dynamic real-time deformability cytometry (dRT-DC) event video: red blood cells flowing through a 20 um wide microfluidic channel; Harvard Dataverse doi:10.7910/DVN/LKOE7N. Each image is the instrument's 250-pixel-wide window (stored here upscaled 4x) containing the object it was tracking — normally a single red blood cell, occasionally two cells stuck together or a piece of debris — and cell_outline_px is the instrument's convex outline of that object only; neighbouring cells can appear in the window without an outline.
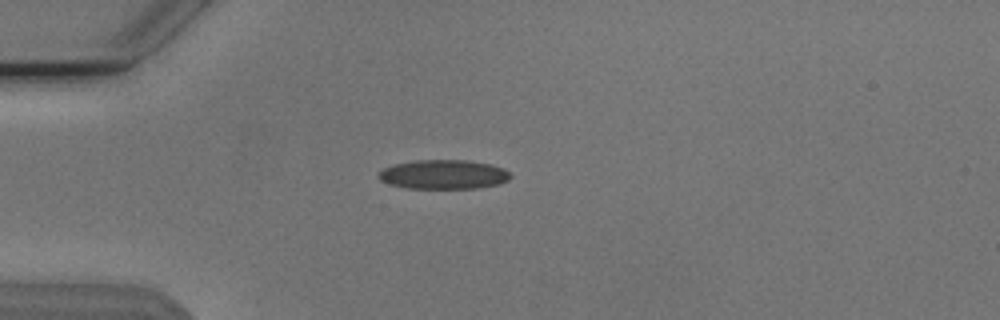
{"species": "Egyptian fruit bat (a non-hibernating species)", "species_latin": "Rousettus aegyptiacus", "temperature_condition": "cold", "stored_images_in_passage": 30, "camera_frame_rate_fps": 3000, "um_per_image_px": 0.085, "animal": {"sex": "male"}, "frame": {"image": 1, "passage_image": 1, "time_ms": 0.0, "image_size_px": [1000, 320], "cell_outline_px": [[512, 176], [508, 180], [500, 184], [476, 188], [408, 188], [388, 184], [380, 180], [376, 176], [384, 168], [392, 164], [416, 160], [464, 160], [492, 164], [504, 168]], "centroid_in_image_um": [37.7, 14.82], "position_along_channel_um": 47.3, "area_um2": 22.6}}
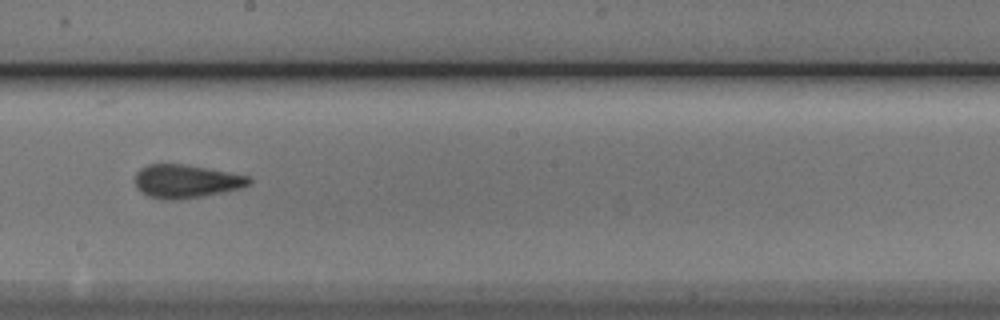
{"frame": {"image": 2, "passage_image": 17, "time_ms": 5.333, "image_size_px": [1000, 320], "cell_outline_px": [[252, 180], [248, 184], [240, 188], [200, 196], [176, 200], [168, 200], [148, 196], [140, 192], [136, 188], [136, 172], [140, 168], [148, 164], [184, 164], [208, 168], [248, 176]], "centroid_in_image_um": [15.76, 15.4], "position_along_channel_um": 232.4, "area_um2": 21.91}}
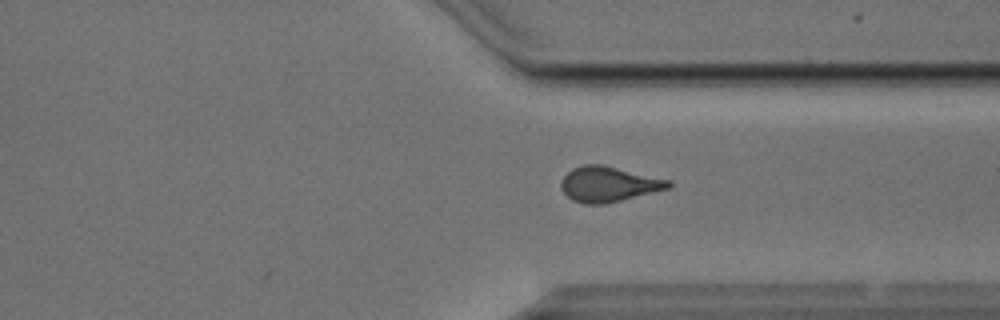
{"frame": {"image": 3, "passage_image": 27, "time_ms": 8.667, "image_size_px": [1000, 320], "cell_outline_px": [[672, 184], [668, 188], [604, 204], [584, 204], [572, 200], [560, 188], [560, 184], [564, 176], [572, 168], [584, 164], [604, 164], [668, 180]], "centroid_in_image_um": [51.67, 15.64], "position_along_channel_um": 359.7, "area_um2": 21.79}, "authors_computed_cell_mechanics": {"area_um2": 21.8773, "velocity_mm_per_s": 3.8163, "shape_relaxation_time_tau1_ms": 5.1782, "shape_relaxation_time_tau2_ms": 1.6663, "deformation_change_tau1": 0.1489, "deformation_change_tau2": 0.0921}}